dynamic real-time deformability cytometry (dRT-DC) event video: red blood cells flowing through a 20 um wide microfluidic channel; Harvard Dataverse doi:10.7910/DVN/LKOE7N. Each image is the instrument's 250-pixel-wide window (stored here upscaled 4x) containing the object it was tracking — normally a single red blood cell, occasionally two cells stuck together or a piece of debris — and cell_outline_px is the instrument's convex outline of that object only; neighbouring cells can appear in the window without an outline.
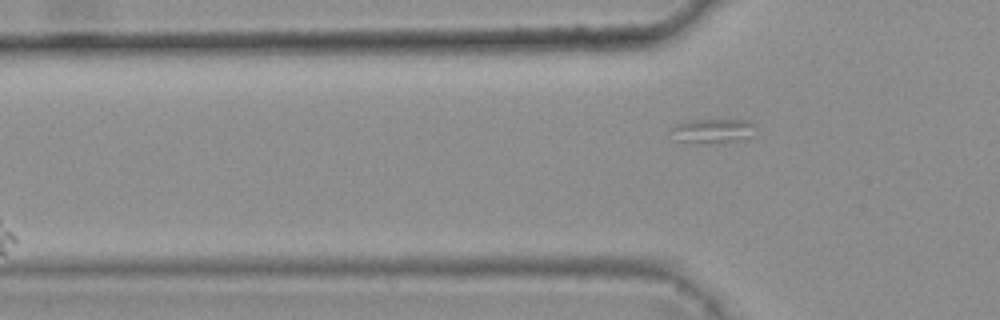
{"species": "common noctule bat (a hibernating species)", "species_latin": "Nyctalus noctula", "temperature_condition": "warm", "stored_images_in_passage": 8, "segment_of_instrument_passage": [2, 2], "camera_frame_rate_fps": 3000, "um_per_image_px": 0.085, "animal": {"sex": "female", "body_mass_g": 25.1}, "frame": {"image": 1, "passage_image": 8, "time_ms": 2.333, "image_size_px": [1000, 320], "cell_outline_px": [[752, 124], [748, 136], [732, 140], [696, 144], [680, 140], [672, 128], [676, 124], [688, 120], [748, 120]], "centroid_in_image_um": [60.5, 11.1], "position_along_channel_um": 65.3, "area_um2": 11.04}}